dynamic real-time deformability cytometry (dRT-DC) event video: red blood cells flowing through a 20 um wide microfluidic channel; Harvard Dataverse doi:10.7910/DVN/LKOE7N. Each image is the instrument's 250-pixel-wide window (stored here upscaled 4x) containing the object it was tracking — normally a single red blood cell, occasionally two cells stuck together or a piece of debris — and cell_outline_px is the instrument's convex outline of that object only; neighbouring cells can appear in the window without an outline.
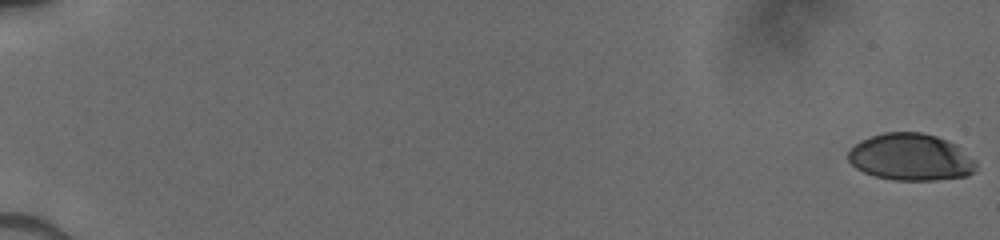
{"species": "human", "species_latin": "Homo sapiens", "temperature_condition": "cold", "stored_images_in_passage": 54, "segment_of_instrument_passage": [1, 2], "camera_frame_rate_fps": 3000, "um_per_image_px": 0.085, "donor": {"sex": "male"}, "frame": {"image": 1, "passage_image": 1, "time_ms": 0.0, "image_size_px": [1000, 240], "cell_outline_px": [[976, 164], [972, 172], [968, 176], [936, 180], [892, 180], [876, 176], [864, 172], [856, 168], [848, 160], [848, 152], [860, 140], [884, 132], [920, 132], [936, 136], [948, 140], [956, 144], [976, 160]], "centroid_in_image_um": [77.43, 13.35], "position_along_channel_um": 7.6, "area_um2": 35.03}}
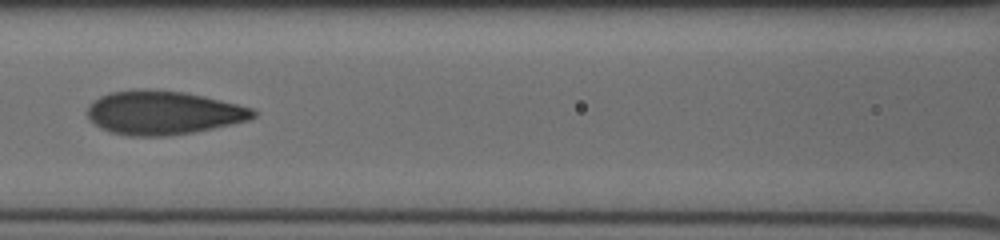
{"frame": {"image": 2, "passage_image": 27, "time_ms": 8.667, "image_size_px": [1000, 240], "cell_outline_px": [[256, 116], [248, 120], [232, 124], [192, 132], [164, 136], [128, 136], [112, 132], [100, 128], [88, 116], [88, 104], [92, 100], [108, 92], [132, 88], [148, 88], [188, 92], [252, 108], [256, 112]], "centroid_in_image_um": [13.83, 9.55], "position_along_channel_um": 152.8, "area_um2": 42.48}}
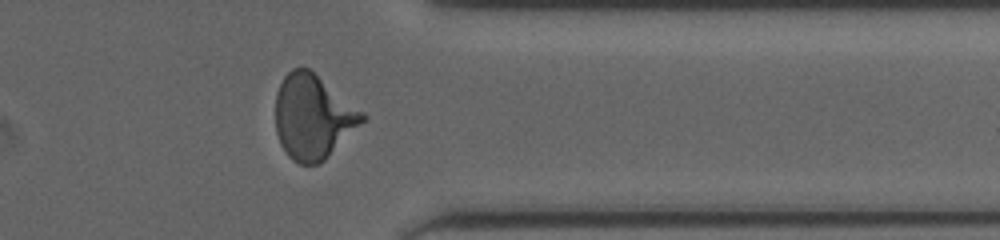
{"frame": {"image": 3, "passage_image": 44, "time_ms": 14.333, "image_size_px": [1000, 240], "cell_outline_px": [[368, 116], [320, 164], [300, 164], [292, 160], [288, 156], [280, 144], [276, 132], [276, 92], [284, 76], [292, 68], [308, 68], [364, 112]], "centroid_in_image_um": [26.58, 9.94], "position_along_channel_um": 384.8, "area_um2": 42.25}}